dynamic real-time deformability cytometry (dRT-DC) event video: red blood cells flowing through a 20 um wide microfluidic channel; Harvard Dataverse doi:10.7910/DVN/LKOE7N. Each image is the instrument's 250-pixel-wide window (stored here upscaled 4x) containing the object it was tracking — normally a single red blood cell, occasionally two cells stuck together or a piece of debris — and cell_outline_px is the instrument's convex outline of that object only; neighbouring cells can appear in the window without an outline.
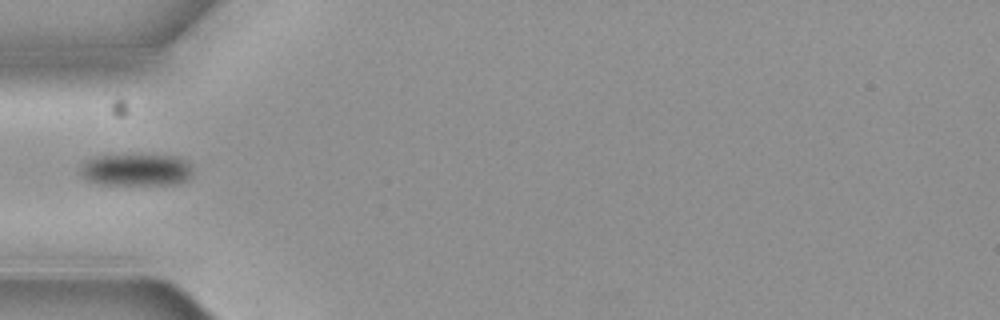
{"species": "common noctule bat (a hibernating species)", "species_latin": "Nyctalus noctula", "temperature_condition": "cold", "stored_images_in_passage": 8, "camera_frame_rate_fps": 3000, "um_per_image_px": 0.085, "animal": {"sex": "female", "body_mass_g": 19.3, "forearm_length_mm": 54.1}, "frame": {"image": 1, "passage_image": 5, "time_ms": 1.333, "image_size_px": [1000, 320], "cell_outline_px": [[192, 172], [184, 180], [176, 184], [100, 184], [88, 180], [80, 172], [80, 168], [88, 160], [100, 156], [164, 156], [180, 160], [188, 164], [192, 168]], "centroid_in_image_um": [11.53, 14.46], "position_along_channel_um": 73.5, "area_um2": 19.94}}
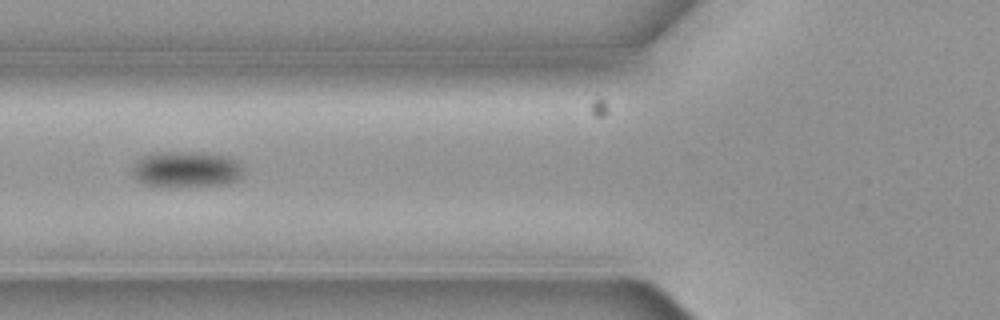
{"frame": {"image": 2, "passage_image": 6, "time_ms": 1.667, "image_size_px": [1000, 320], "cell_outline_px": [[244, 172], [236, 180], [228, 184], [172, 188], [144, 184], [136, 180], [132, 172], [132, 168], [144, 156], [160, 152], [200, 152], [228, 156], [240, 164], [244, 168]], "centroid_in_image_um": [15.86, 14.42], "position_along_channel_um": 109.9, "area_um2": 23.58}}
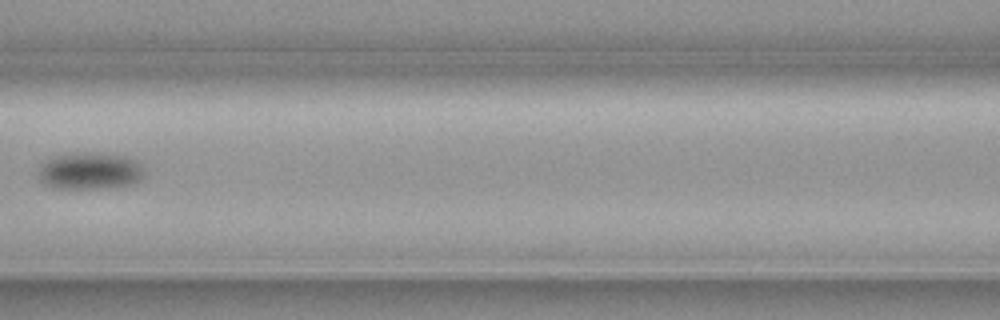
{"frame": {"image": 3, "passage_image": 7, "time_ms": 2.0, "image_size_px": [1000, 320], "cell_outline_px": [[144, 176], [140, 180], [128, 184], [108, 188], [56, 188], [44, 184], [36, 176], [40, 164], [44, 160], [52, 156], [68, 152], [100, 152], [128, 156], [136, 160], [140, 164], [144, 172]], "centroid_in_image_um": [7.59, 14.49], "position_along_channel_um": 159.0, "area_um2": 23.47}}